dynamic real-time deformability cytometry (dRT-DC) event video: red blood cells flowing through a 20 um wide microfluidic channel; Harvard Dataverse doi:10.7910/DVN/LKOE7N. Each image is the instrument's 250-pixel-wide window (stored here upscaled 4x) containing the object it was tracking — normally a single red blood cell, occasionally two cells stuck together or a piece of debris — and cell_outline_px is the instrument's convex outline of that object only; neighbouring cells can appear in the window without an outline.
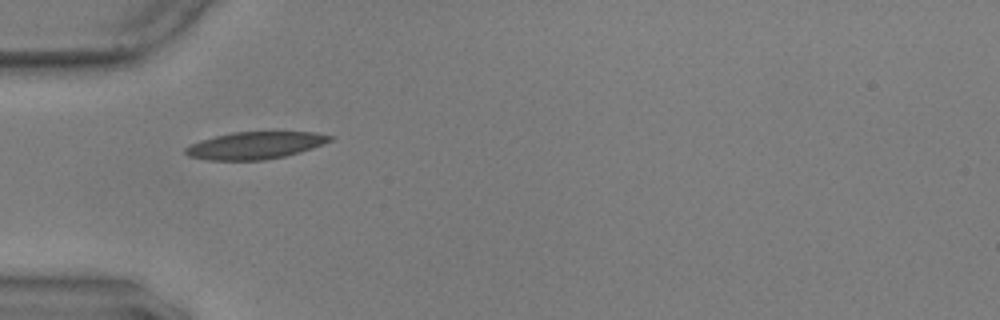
{"species": "common noctule bat (a hibernating species)", "species_latin": "Nyctalus noctula", "temperature_condition": "warm", "stored_images_in_passage": 24, "camera_frame_rate_fps": 3000, "um_per_image_px": 0.085, "animal": {"sex": "male", "body_mass_g": 17.9, "forearm_length_mm": 54.2}, "frame": {"image": 1, "passage_image": 1, "time_ms": 0.0, "image_size_px": [1000, 320], "cell_outline_px": [[336, 136], [332, 140], [324, 144], [300, 152], [284, 156], [264, 160], [208, 160], [188, 156], [184, 152], [184, 148], [200, 140], [232, 132], [316, 132]], "centroid_in_image_um": [21.72, 12.35], "position_along_channel_um": 63.3, "area_um2": 22.95}}
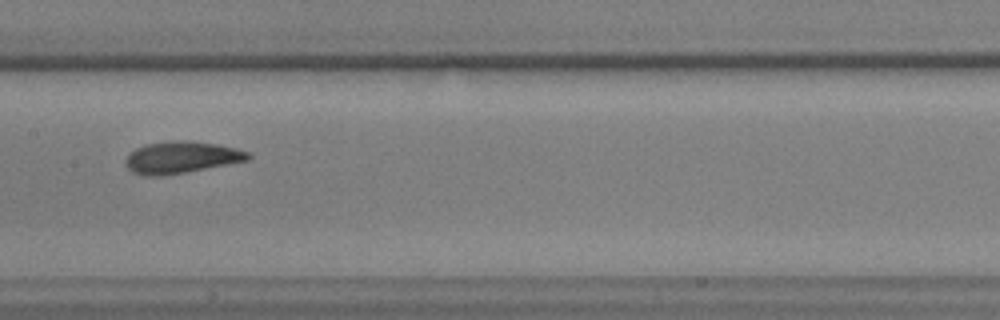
{"frame": {"image": 2, "passage_image": 12, "time_ms": 3.667, "image_size_px": [1000, 320], "cell_outline_px": [[252, 156], [248, 160], [184, 172], [160, 176], [144, 176], [132, 172], [124, 164], [124, 160], [136, 148], [148, 144], [172, 140], [188, 140], [216, 144], [236, 148], [248, 152]], "centroid_in_image_um": [15.39, 13.37], "position_along_channel_um": 192.0, "area_um2": 22.54}}
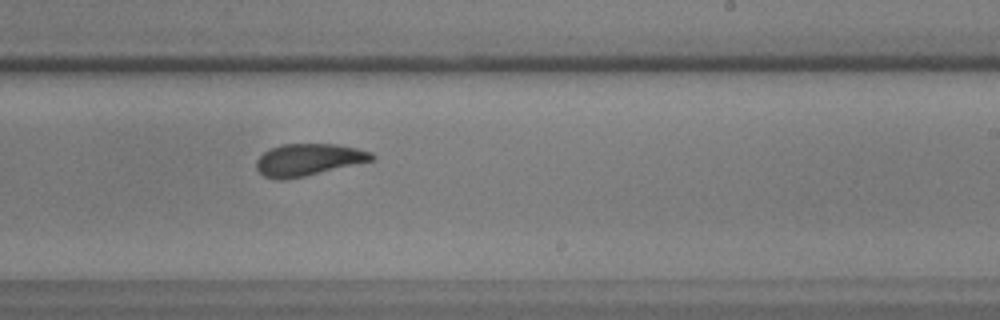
{"frame": {"image": 3, "passage_image": 18, "time_ms": 5.667, "image_size_px": [1000, 320], "cell_outline_px": [[376, 160], [288, 180], [276, 180], [264, 176], [256, 168], [256, 160], [264, 152], [280, 144], [336, 144], [356, 148], [372, 152], [376, 156]], "centroid_in_image_um": [26.24, 13.59], "position_along_channel_um": 262.8, "area_um2": 21.79}}